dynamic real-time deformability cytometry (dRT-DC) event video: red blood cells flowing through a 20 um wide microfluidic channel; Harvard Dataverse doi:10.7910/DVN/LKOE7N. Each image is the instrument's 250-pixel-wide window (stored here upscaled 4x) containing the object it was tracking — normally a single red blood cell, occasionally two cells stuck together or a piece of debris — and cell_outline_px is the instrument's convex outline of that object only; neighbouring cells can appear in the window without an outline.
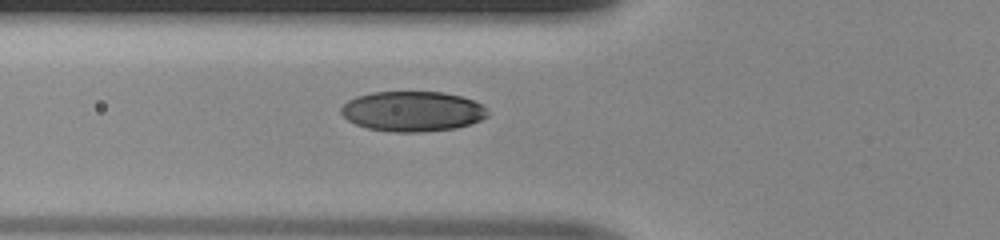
{"species": "human", "species_latin": "Homo sapiens", "temperature_condition": "room temperature", "stored_images_in_passage": 27, "camera_frame_rate_fps": 3000, "um_per_image_px": 0.085, "donor": {"sex": "male"}, "frame": {"image": 1, "passage_image": 1, "time_ms": 0.0, "image_size_px": [1000, 240], "cell_outline_px": [[480, 116], [464, 124], [440, 128], [380, 128], [368, 96], [388, 92], [428, 92], [452, 96], [468, 100], [476, 104]], "centroid_in_image_um": [35.83, 9.37], "position_along_channel_um": 90.0, "area_um2": 24.04}}
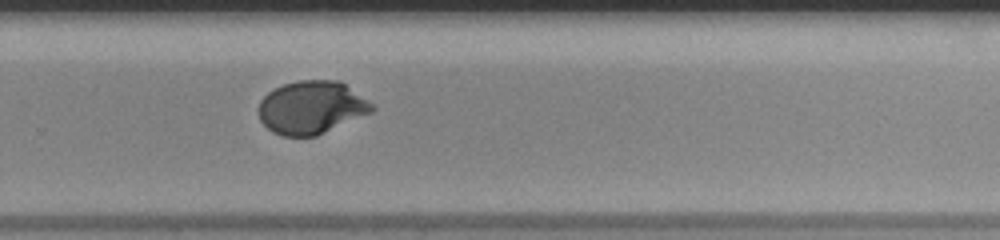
{"frame": {"image": 2, "passage_image": 16, "time_ms": 5.0, "image_size_px": [1000, 240], "cell_outline_px": [[352, 104], [348, 108], [324, 128], [316, 132], [304, 136], [296, 136], [280, 132], [272, 128], [268, 124], [276, 92], [280, 88], [292, 84], [340, 84], [344, 88], [352, 100]], "centroid_in_image_um": [26.14, 9.16], "position_along_channel_um": 303.7, "area_um2": 23.81}}
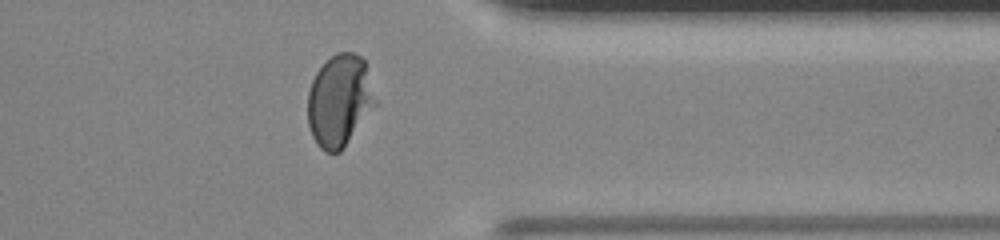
{"frame": {"image": 3, "passage_image": 22, "time_ms": 7.0, "image_size_px": [1000, 240], "cell_outline_px": [[364, 64], [352, 120], [348, 132], [340, 148], [336, 152], [332, 152], [324, 148], [320, 144], [312, 128], [308, 108], [312, 88], [316, 76], [324, 68]], "centroid_in_image_um": [28.41, 8.84], "position_along_channel_um": 383.0, "area_um2": 24.16}}